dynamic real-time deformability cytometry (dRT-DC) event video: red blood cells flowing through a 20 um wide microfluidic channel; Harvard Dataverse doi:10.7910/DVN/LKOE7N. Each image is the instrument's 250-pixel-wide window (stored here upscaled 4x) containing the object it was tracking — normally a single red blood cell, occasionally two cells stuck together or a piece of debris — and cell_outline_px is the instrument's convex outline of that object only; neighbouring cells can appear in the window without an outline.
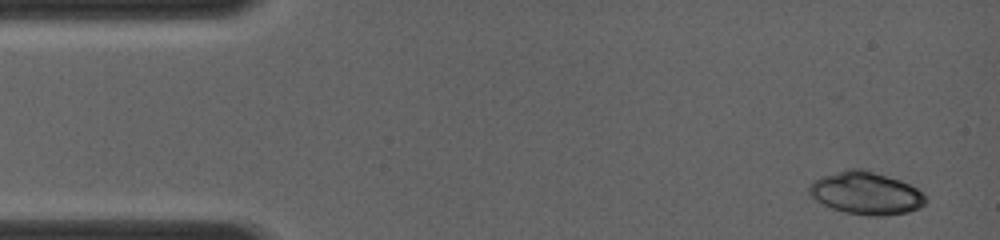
{"species": "common noctule bat (a hibernating species)", "species_latin": "Nyctalus noctula", "temperature_condition": "room temperature", "stored_images_in_passage": 7, "camera_frame_rate_fps": 4000, "um_per_image_px": 0.085, "animal": {"sex": "female", "body_mass_g": 19.0, "forearm_length_mm": 56.7}, "frame": {"image": 1, "passage_image": 1, "time_ms": 0.0, "image_size_px": [1000, 240], "cell_outline_px": [[928, 200], [920, 208], [908, 212], [848, 212], [824, 204], [812, 196], [808, 192], [808, 184], [812, 180], [820, 176], [848, 168], [868, 168], [900, 180], [924, 192], [928, 196]], "centroid_in_image_um": [73.61, 16.31], "position_along_channel_um": 11.4, "area_um2": 28.21}}
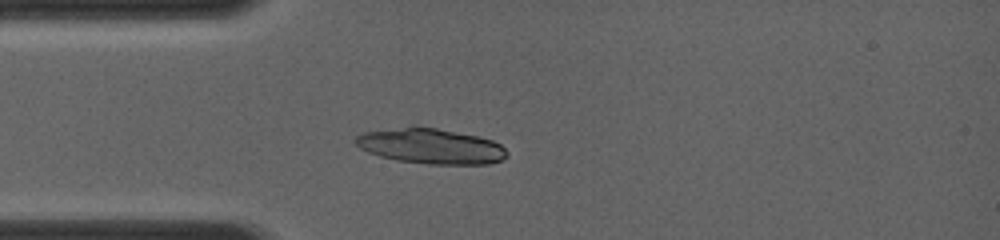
{"frame": {"image": 2, "passage_image": 7, "time_ms": 3.0, "image_size_px": [1000, 240], "cell_outline_px": [[508, 152], [500, 160], [488, 164], [432, 164], [400, 160], [384, 156], [372, 152], [356, 144], [356, 136], [364, 132], [412, 124], [416, 124], [476, 136], [492, 140], [500, 144]], "centroid_in_image_um": [36.63, 12.38], "position_along_channel_um": 48.4, "area_um2": 30.81}}